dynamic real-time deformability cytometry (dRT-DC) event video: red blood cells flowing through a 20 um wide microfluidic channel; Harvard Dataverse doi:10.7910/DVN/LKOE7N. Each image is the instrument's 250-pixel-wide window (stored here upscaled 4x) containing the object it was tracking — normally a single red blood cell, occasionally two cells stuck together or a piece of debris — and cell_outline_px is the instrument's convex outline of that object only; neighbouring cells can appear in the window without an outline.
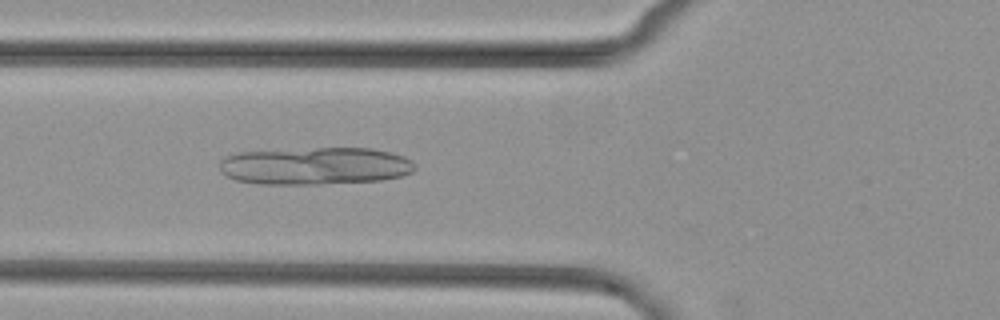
{"species": "common noctule bat (a hibernating species)", "species_latin": "Nyctalus noctula", "temperature_condition": "cold", "stored_images_in_passage": 39, "camera_frame_rate_fps": 3000, "um_per_image_px": 0.085, "animal": {"sex": "female", "body_mass_g": 29.2, "forearm_length_mm": 56.3}, "frame": {"image": 1, "passage_image": 9, "time_ms": 2.667, "image_size_px": [1000, 320], "cell_outline_px": [[416, 168], [412, 172], [400, 176], [380, 180], [320, 184], [256, 184], [236, 180], [220, 172], [220, 160], [224, 156], [240, 152], [316, 148], [372, 148], [404, 156], [412, 160], [416, 164]], "centroid_in_image_um": [26.78, 14.11], "position_along_channel_um": 99.0, "area_um2": 42.77}}
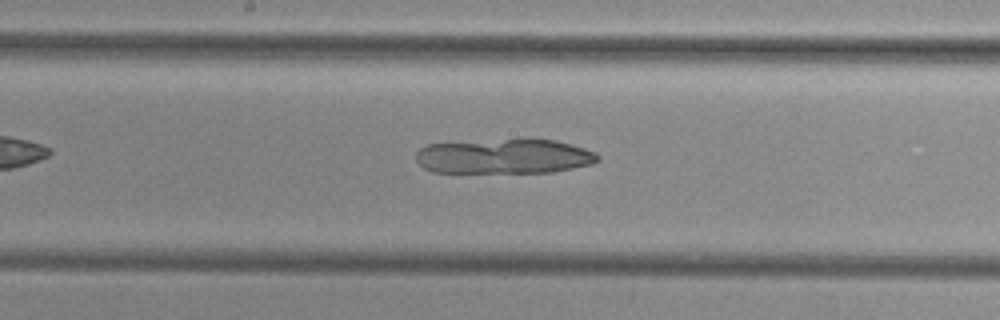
{"frame": {"image": 2, "passage_image": 17, "time_ms": 5.333, "image_size_px": [1000, 320], "cell_outline_px": [[600, 160], [592, 164], [552, 172], [432, 172], [424, 168], [416, 160], [416, 152], [424, 144], [524, 136], [532, 136], [556, 140], [572, 144], [596, 152], [600, 156]], "centroid_in_image_um": [42.88, 13.23], "position_along_channel_um": 205.3, "area_um2": 38.32}}
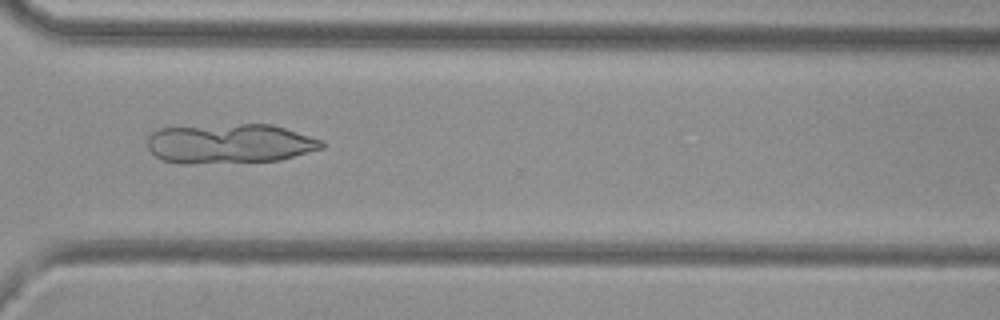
{"frame": {"image": 3, "passage_image": 28, "time_ms": 9.0, "image_size_px": [1000, 320], "cell_outline_px": [[324, 148], [280, 160], [188, 164], [180, 164], [160, 160], [148, 148], [148, 136], [152, 132], [160, 128], [240, 124], [272, 124], [320, 140], [324, 144]], "centroid_in_image_um": [19.48, 12.22], "position_along_channel_um": 351.1, "area_um2": 40.11}}